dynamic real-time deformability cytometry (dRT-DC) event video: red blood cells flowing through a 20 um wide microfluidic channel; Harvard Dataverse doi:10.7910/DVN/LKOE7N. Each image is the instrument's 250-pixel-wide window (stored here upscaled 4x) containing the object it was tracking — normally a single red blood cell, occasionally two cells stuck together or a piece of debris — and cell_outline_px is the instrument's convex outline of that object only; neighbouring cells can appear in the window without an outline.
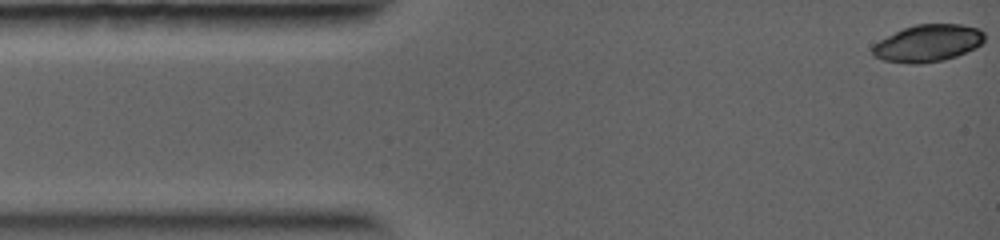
{"species": "common noctule bat (a hibernating species)", "species_latin": "Nyctalus noctula", "temperature_condition": "warm", "stored_images_in_passage": 5, "camera_frame_rate_fps": 5000, "um_per_image_px": 0.085, "animal": {"sex": "female", "body_mass_g": 19.0, "forearm_length_mm": 56.7}, "frame": {"image": 1, "passage_image": 1, "time_ms": 0.0, "image_size_px": [1000, 240], "cell_outline_px": [[984, 40], [976, 48], [956, 56], [944, 60], [920, 64], [912, 64], [884, 60], [876, 56], [872, 52], [872, 48], [880, 40], [904, 28], [916, 24], [960, 24], [980, 28], [984, 32]], "centroid_in_image_um": [78.92, 3.67], "position_along_channel_um": 6.1, "area_um2": 24.04}}
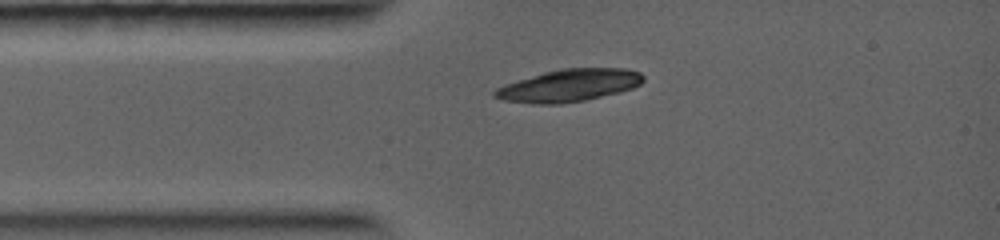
{"frame": {"image": 2, "passage_image": 5, "time_ms": 2.2, "image_size_px": [1000, 240], "cell_outline_px": [[644, 80], [640, 84], [632, 88], [620, 92], [584, 100], [560, 104], [536, 104], [504, 100], [492, 96], [492, 92], [496, 88], [504, 84], [544, 72], [564, 68], [624, 68], [640, 72], [644, 76]], "centroid_in_image_um": [48.36, 7.26], "position_along_channel_um": 36.6, "area_um2": 27.98}}